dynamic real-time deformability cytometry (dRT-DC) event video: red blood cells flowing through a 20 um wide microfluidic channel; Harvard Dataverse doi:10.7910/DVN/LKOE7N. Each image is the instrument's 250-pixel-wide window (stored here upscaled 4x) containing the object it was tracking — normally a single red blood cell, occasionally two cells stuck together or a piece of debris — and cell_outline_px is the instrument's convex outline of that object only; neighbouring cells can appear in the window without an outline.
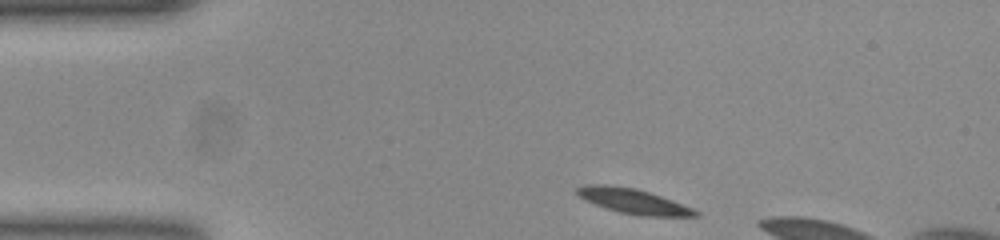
{"species": "common noctule bat (a hibernating species)", "species_latin": "Nyctalus noctula", "temperature_condition": "room temperature", "stored_images_in_passage": 6, "camera_frame_rate_fps": 3000, "um_per_image_px": 0.085, "animal": {"sex": "female", "body_mass_g": 23.0, "forearm_length_mm": 53.4}, "frame": {"image": 1, "passage_image": 1, "time_ms": 0.0, "image_size_px": [1000, 240], "cell_outline_px": [[700, 212], [696, 216], [644, 216], [620, 212], [596, 204], [580, 196], [576, 192], [576, 188], [632, 188], [648, 192], [660, 196], [692, 208]], "centroid_in_image_um": [54.02, 17.18], "position_along_channel_um": 31.0, "area_um2": 15.55}}